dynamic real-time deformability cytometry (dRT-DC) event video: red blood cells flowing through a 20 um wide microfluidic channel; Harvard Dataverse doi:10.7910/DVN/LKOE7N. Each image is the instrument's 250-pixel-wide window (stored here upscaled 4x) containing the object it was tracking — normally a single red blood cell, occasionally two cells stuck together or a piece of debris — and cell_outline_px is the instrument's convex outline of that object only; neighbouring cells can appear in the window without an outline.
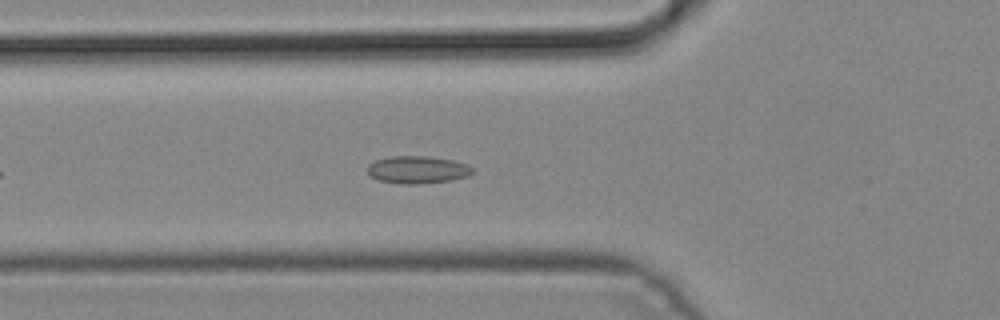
{"species": "common noctule bat (a hibernating species)", "species_latin": "Nyctalus noctula", "temperature_condition": "cold", "stored_images_in_passage": 14, "camera_frame_rate_fps": 3000, "um_per_image_px": 0.085, "animal": {"sex": "male", "body_mass_g": 19.2, "forearm_length_mm": 51.8}, "frame": {"image": 1, "passage_image": 8, "time_ms": 2.333, "image_size_px": [1000, 320], "cell_outline_px": [[472, 172], [468, 176], [452, 180], [420, 184], [400, 184], [376, 180], [368, 176], [364, 168], [368, 164], [376, 160], [392, 156], [428, 156], [452, 160], [468, 164], [472, 168]], "centroid_in_image_um": [35.41, 14.43], "position_along_channel_um": 90.4, "area_um2": 17.17}}
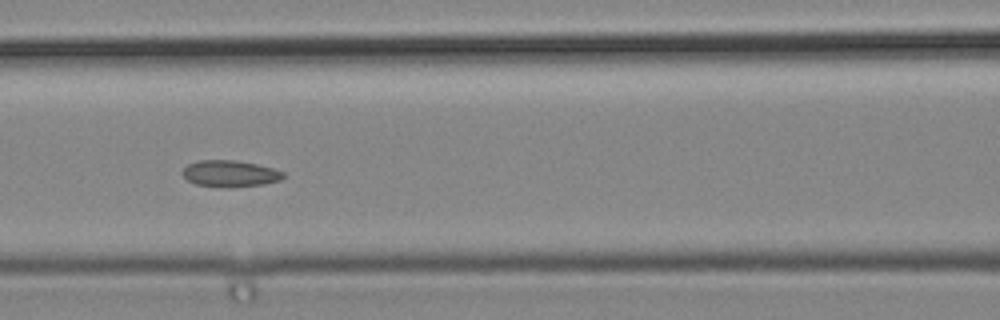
{"frame": {"image": 2, "passage_image": 12, "time_ms": 3.667, "image_size_px": [1000, 320], "cell_outline_px": [[284, 176], [280, 180], [264, 184], [224, 188], [196, 184], [188, 180], [180, 172], [188, 164], [196, 160], [236, 160], [256, 164], [272, 168], [284, 172]], "centroid_in_image_um": [19.52, 14.75], "position_along_channel_um": 147.1, "area_um2": 15.61}}